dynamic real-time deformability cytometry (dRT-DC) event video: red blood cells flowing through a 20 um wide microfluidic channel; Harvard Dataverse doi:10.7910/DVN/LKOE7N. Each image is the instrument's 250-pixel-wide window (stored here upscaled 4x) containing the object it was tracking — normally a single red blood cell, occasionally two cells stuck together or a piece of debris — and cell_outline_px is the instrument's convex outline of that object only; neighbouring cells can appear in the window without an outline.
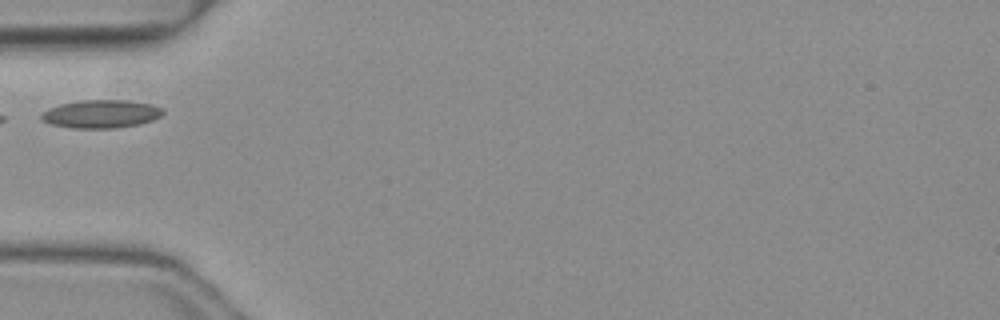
{"species": "common noctule bat (a hibernating species)", "species_latin": "Nyctalus noctula", "temperature_condition": "warm", "stored_images_in_passage": 2, "camera_frame_rate_fps": 3000, "um_per_image_px": 0.085, "animal": {"sex": "female", "body_mass_g": 19.3, "forearm_length_mm": 54.1}, "frame": {"image": 1, "passage_image": 2, "time_ms": 0.333, "image_size_px": [1000, 320], "cell_outline_px": [[164, 112], [160, 116], [152, 120], [140, 124], [116, 128], [72, 128], [48, 124], [40, 120], [40, 112], [48, 108], [60, 104], [80, 100], [124, 100], [152, 104], [164, 108]], "centroid_in_image_um": [8.54, 9.69], "position_along_channel_um": 76.5, "area_um2": 20.23}}